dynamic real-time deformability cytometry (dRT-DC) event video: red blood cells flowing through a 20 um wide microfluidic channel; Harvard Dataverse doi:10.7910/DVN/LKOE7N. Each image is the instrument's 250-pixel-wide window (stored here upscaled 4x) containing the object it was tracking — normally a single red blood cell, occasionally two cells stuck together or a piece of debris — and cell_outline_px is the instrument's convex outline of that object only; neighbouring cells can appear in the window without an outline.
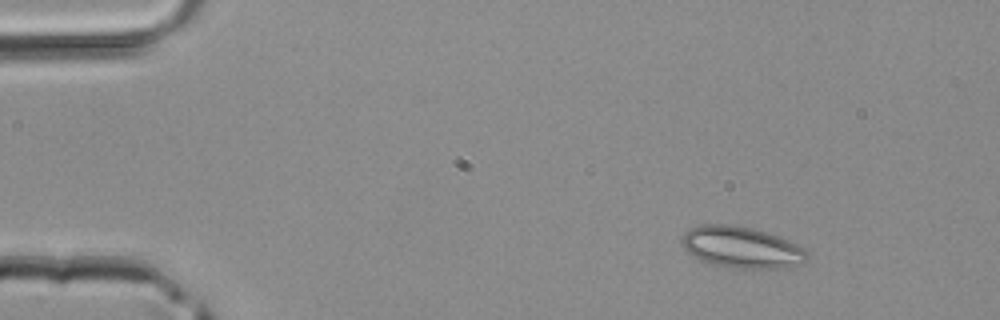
{"species": "common noctule bat (a hibernating species)", "species_latin": "Nyctalus noctula", "temperature_condition": "room temperature", "stored_images_in_passage": 2, "camera_frame_rate_fps": 3000, "um_per_image_px": 0.085, "animal": {"sex": "male", "body_mass_g": 20.4}, "frame": {"image": 1, "passage_image": 1, "time_ms": 0.0, "image_size_px": [1000, 320], "cell_outline_px": [[808, 260], [804, 264], [784, 268], [736, 268], [716, 264], [700, 260], [692, 256], [684, 248], [680, 240], [684, 232], [692, 228], [704, 224], [732, 224], [752, 228], [776, 236], [796, 244], [804, 248], [808, 252]], "centroid_in_image_um": [63.04, 21.03], "position_along_channel_um": 22.0, "area_um2": 30.17}}